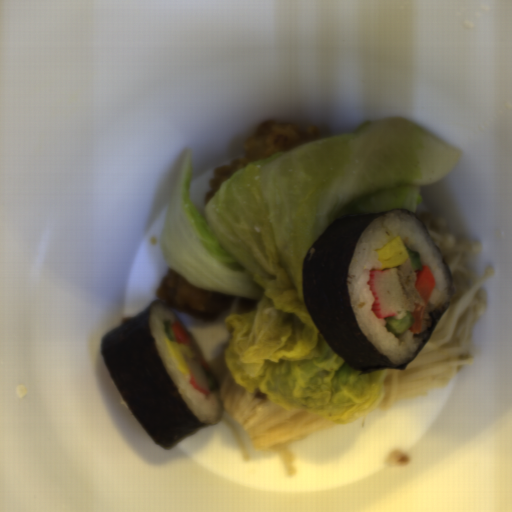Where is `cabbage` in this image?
<instances>
[{
  "mask_svg": "<svg viewBox=\"0 0 512 512\" xmlns=\"http://www.w3.org/2000/svg\"><path fill=\"white\" fill-rule=\"evenodd\" d=\"M461 152L406 120L363 123L276 151L220 183L203 214L192 201V148L167 200L160 241L171 269L193 285L256 299L225 320V368L273 405L341 424L382 399L386 371L361 374L341 358L308 313L303 264L339 217L406 209L420 188L457 165Z\"/></svg>",
  "mask_w": 512,
  "mask_h": 512,
  "instance_id": "1",
  "label": "cabbage"
}]
</instances>
